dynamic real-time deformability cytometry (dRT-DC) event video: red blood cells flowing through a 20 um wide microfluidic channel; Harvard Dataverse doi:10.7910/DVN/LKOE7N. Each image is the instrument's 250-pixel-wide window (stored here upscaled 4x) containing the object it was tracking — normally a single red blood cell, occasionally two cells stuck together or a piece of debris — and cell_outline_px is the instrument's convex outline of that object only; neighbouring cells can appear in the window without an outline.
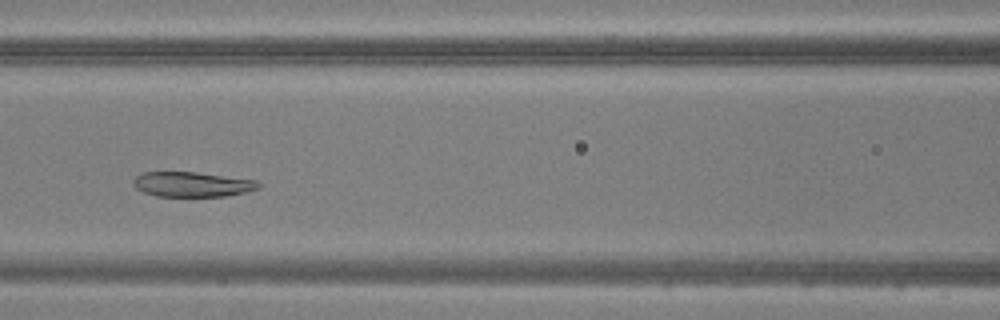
{"species": "common noctule bat (a hibernating species)", "species_latin": "Nyctalus noctula", "temperature_condition": "warm", "stored_images_in_passage": 46, "camera_frame_rate_fps": 3000, "um_per_image_px": 0.085, "animal": {"sex": "male", "body_mass_g": 20.5, "forearm_length_mm": 52.5}, "frame": {"image": 1, "passage_image": 18, "time_ms": 5.667, "image_size_px": [1000, 320], "cell_outline_px": [[260, 188], [244, 192], [224, 196], [156, 196], [144, 192], [136, 188], [132, 184], [132, 180], [136, 176], [144, 172], [196, 172], [256, 180], [260, 184]], "centroid_in_image_um": [16.31, 15.66], "position_along_channel_um": 150.3, "area_um2": 18.09}}
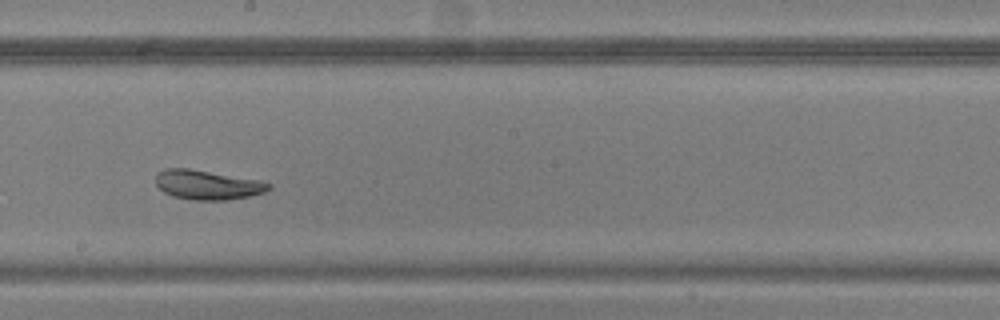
{"frame": {"image": 2, "passage_image": 24, "time_ms": 7.667, "image_size_px": [1000, 320], "cell_outline_px": [[272, 188], [264, 192], [248, 196], [228, 200], [192, 200], [172, 196], [164, 192], [156, 184], [156, 172], [164, 168], [188, 168], [260, 180], [272, 184]], "centroid_in_image_um": [17.62, 15.71], "position_along_channel_um": 230.6, "area_um2": 19.48}}
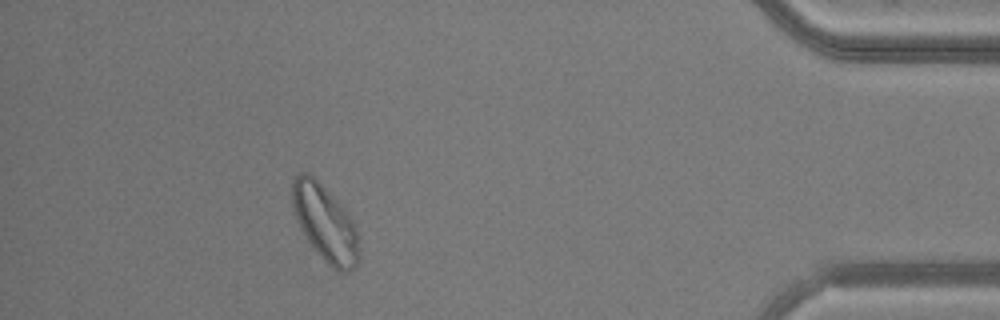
{"frame": {"image": 3, "passage_image": 41, "time_ms": 13.333, "image_size_px": [1000, 320], "cell_outline_px": [[360, 256], [356, 268], [348, 272], [336, 272], [328, 264], [308, 240], [300, 228], [292, 204], [292, 180], [296, 172], [308, 172], [344, 208], [352, 220], [356, 228], [360, 252]], "centroid_in_image_um": [27.65, 18.99], "position_along_channel_um": 407.6, "area_um2": 29.48}}